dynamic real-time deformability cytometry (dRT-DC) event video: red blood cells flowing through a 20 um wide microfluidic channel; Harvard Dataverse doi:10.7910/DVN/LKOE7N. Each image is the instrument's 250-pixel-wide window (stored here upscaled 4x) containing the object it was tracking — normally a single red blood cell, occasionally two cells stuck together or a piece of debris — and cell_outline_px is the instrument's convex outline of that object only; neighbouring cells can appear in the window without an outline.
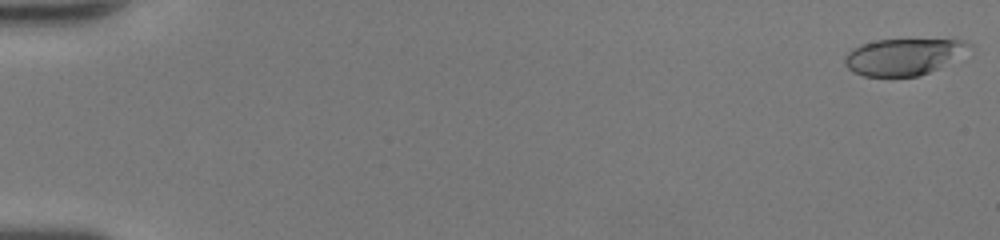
{"species": "human", "species_latin": "Homo sapiens", "temperature_condition": "room temperature", "stored_images_in_passage": 50, "camera_frame_rate_fps": 3000, "um_per_image_px": 0.085, "donor": {"sex": "female"}, "frame": {"image": 1, "passage_image": 1, "time_ms": 0.0, "image_size_px": [1000, 240], "cell_outline_px": [[972, 44], [936, 68], [920, 76], [864, 76], [852, 72], [844, 64], [844, 56], [852, 48], [860, 44], [876, 40], [964, 40]], "centroid_in_image_um": [76.62, 4.82], "position_along_channel_um": 8.4, "area_um2": 25.61}}
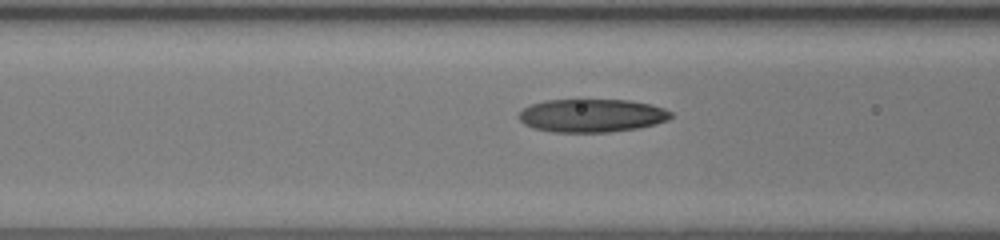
{"frame": {"image": 2, "passage_image": 22, "time_ms": 7.0, "image_size_px": [1000, 240], "cell_outline_px": [[672, 116], [668, 120], [656, 124], [640, 128], [608, 132], [552, 132], [532, 128], [524, 124], [516, 116], [528, 104], [544, 100], [580, 96], [628, 100], [652, 104], [664, 108], [672, 112]], "centroid_in_image_um": [50.26, 9.76], "position_along_channel_um": 116.3, "area_um2": 30.98}}
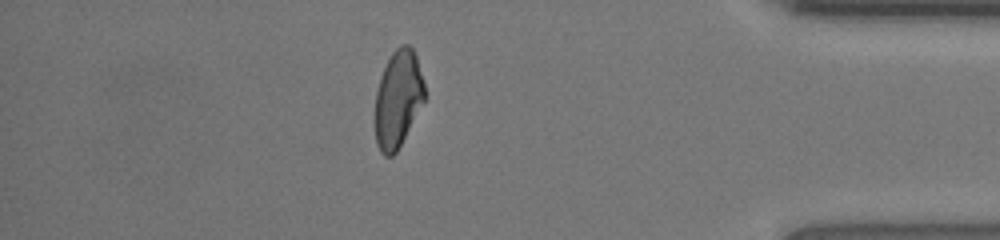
{"frame": {"image": 3, "passage_image": 44, "time_ms": 14.333, "image_size_px": [1000, 240], "cell_outline_px": [[424, 100], [396, 152], [392, 156], [384, 156], [380, 152], [376, 144], [376, 92], [380, 76], [392, 52], [400, 44], [408, 44], [412, 48], [416, 56], [424, 80]], "centroid_in_image_um": [33.82, 8.38], "position_along_channel_um": 401.4, "area_um2": 27.63}, "authors_computed_cell_mechanics": {"area_um2": 28.5243, "velocity_mm_per_s": 4.3403, "shape_relaxation_time_tau1_ms": 7.2308, "shape_relaxation_time_tau2_ms": 1.5713, "deformation_change_tau1": 0.2233, "deformation_change_tau2": 0.0867}}